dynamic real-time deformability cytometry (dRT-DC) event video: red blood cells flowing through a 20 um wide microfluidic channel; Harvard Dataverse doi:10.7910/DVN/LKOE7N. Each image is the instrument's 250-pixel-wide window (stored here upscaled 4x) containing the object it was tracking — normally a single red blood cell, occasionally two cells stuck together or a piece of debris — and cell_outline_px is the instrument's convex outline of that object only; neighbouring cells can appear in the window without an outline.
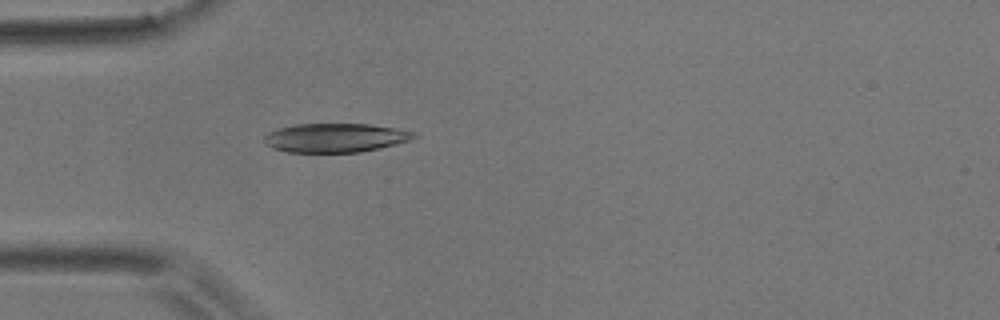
{"species": "common noctule bat (a hibernating species)", "species_latin": "Nyctalus noctula", "temperature_condition": "room temperature", "stored_images_in_passage": 4, "camera_frame_rate_fps": 3000, "um_per_image_px": 0.085, "animal": {"sex": "male", "body_mass_g": 17.9}, "frame": {"image": 1, "passage_image": 4, "time_ms": 3.333, "image_size_px": [1000, 320], "cell_outline_px": [[416, 136], [412, 140], [380, 148], [360, 152], [284, 152], [272, 148], [264, 144], [264, 136], [268, 132], [280, 128], [296, 124], [368, 124], [396, 128], [412, 132]], "centroid_in_image_um": [28.47, 11.72], "position_along_channel_um": 56.5, "area_um2": 25.26}}